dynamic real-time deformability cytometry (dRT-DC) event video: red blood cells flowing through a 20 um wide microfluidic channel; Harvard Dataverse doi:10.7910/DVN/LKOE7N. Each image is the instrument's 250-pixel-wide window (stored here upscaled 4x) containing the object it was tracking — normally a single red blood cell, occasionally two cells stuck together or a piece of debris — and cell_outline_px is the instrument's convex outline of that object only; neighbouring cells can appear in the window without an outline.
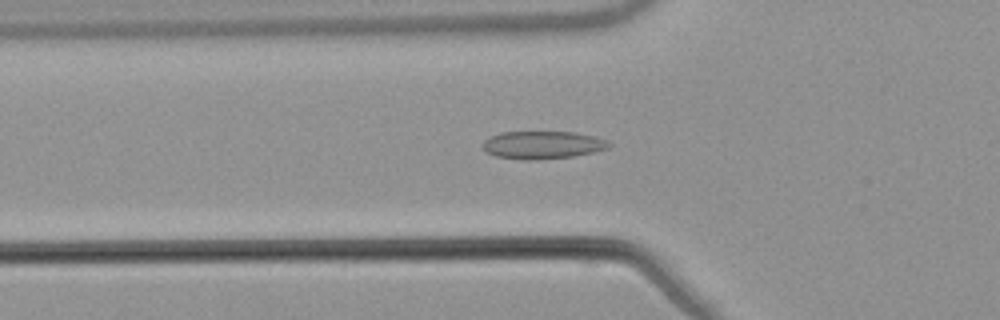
{"species": "common noctule bat (a hibernating species)", "species_latin": "Nyctalus noctula", "temperature_condition": "warm", "stored_images_in_passage": 54, "camera_frame_rate_fps": 3000, "um_per_image_px": 0.085, "animal": {"sex": "male", "body_mass_g": 21.5, "forearm_length_mm": 52.0}, "frame": {"image": 1, "passage_image": 19, "time_ms": 6.0, "image_size_px": [1000, 320], "cell_outline_px": [[612, 144], [608, 148], [592, 152], [572, 156], [536, 160], [524, 160], [496, 156], [488, 152], [484, 148], [484, 140], [500, 132], [576, 132], [596, 136], [608, 140]], "centroid_in_image_um": [46.17, 12.31], "position_along_channel_um": 79.6, "area_um2": 20.35}}
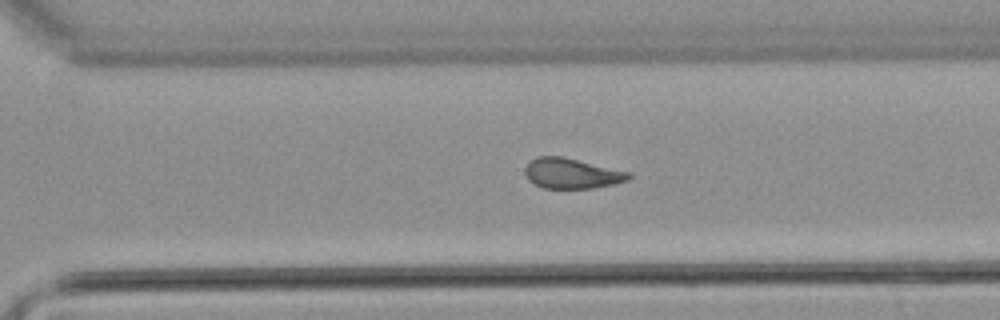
{"frame": {"image": 2, "passage_image": 38, "time_ms": 12.333, "image_size_px": [1000, 320], "cell_outline_px": [[632, 176], [628, 180], [612, 184], [592, 188], [544, 188], [532, 184], [528, 180], [524, 172], [524, 168], [536, 156], [564, 156], [632, 172]], "centroid_in_image_um": [48.6, 14.73], "position_along_channel_um": 322.0, "area_um2": 18.55}}
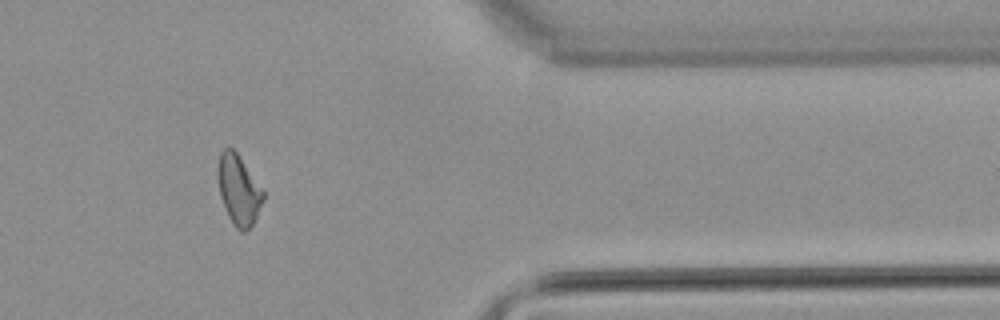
{"frame": {"image": 3, "passage_image": 45, "time_ms": 14.667, "image_size_px": [1000, 320], "cell_outline_px": [[264, 200], [252, 224], [244, 232], [240, 232], [236, 228], [228, 216], [220, 196], [216, 176], [216, 172], [220, 152], [224, 148], [232, 148], [236, 152], [264, 192]], "centroid_in_image_um": [20.25, 16.14], "position_along_channel_um": 391.2, "area_um2": 18.32}, "authors_computed_cell_mechanics": {"area_um2": 19.074, "velocity_mm_per_s": 3.8281, "shape_relaxation_time_tau1_ms": null, "shape_relaxation_time_tau2_ms": 2.4645, "deformation_change_tau1": null, "deformation_change_tau2": 0.0804}}